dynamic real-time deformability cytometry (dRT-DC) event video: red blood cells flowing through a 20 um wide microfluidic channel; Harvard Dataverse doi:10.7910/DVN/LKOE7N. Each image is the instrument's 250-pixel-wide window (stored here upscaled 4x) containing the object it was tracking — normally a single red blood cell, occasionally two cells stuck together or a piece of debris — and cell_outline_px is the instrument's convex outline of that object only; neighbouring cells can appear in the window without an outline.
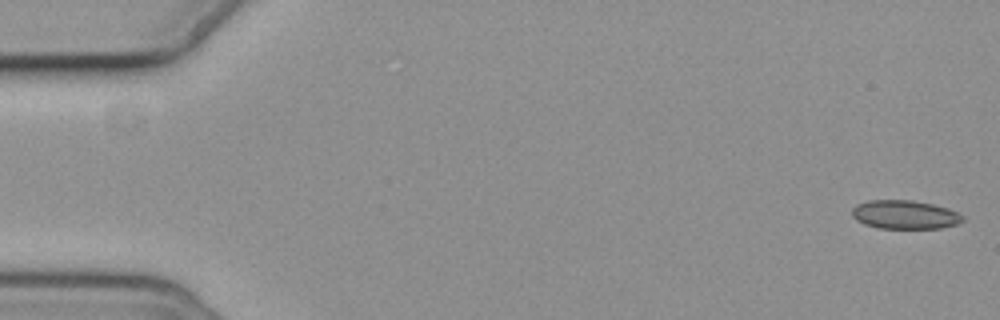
{"species": "common noctule bat (a hibernating species)", "species_latin": "Nyctalus noctula", "temperature_condition": "cold", "stored_images_in_passage": 6, "camera_frame_rate_fps": 3000, "um_per_image_px": 0.085, "animal": {"sex": "female", "body_mass_g": 19.3, "forearm_length_mm": 54.1}, "frame": {"image": 1, "passage_image": 1, "time_ms": 0.0, "image_size_px": [1000, 320], "cell_outline_px": [[964, 220], [956, 224], [940, 228], [880, 228], [864, 224], [856, 220], [852, 216], [852, 208], [856, 204], [868, 200], [912, 200], [932, 204], [948, 208], [964, 216]], "centroid_in_image_um": [76.88, 18.24], "position_along_channel_um": 8.1, "area_um2": 18.5}}
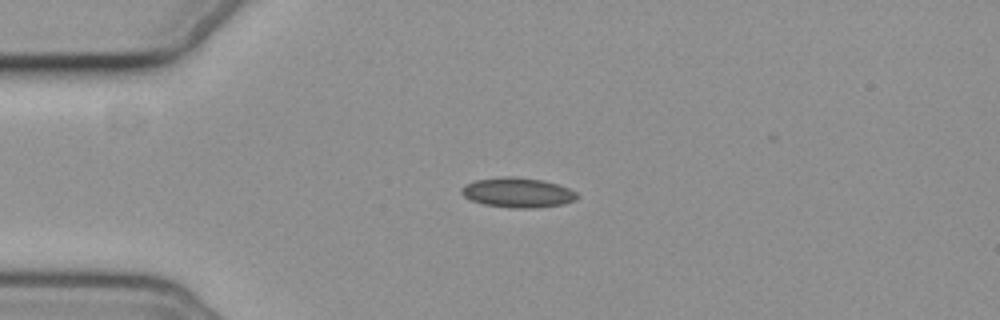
{"frame": {"image": 2, "passage_image": 4, "time_ms": 4.333, "image_size_px": [1000, 320], "cell_outline_px": [[580, 196], [576, 200], [564, 204], [532, 208], [508, 208], [484, 204], [472, 200], [464, 196], [460, 192], [460, 188], [464, 184], [476, 180], [500, 176], [512, 176], [540, 180], [556, 184], [568, 188], [576, 192]], "centroid_in_image_um": [43.99, 16.37], "position_along_channel_um": 41.0, "area_um2": 20.17}}
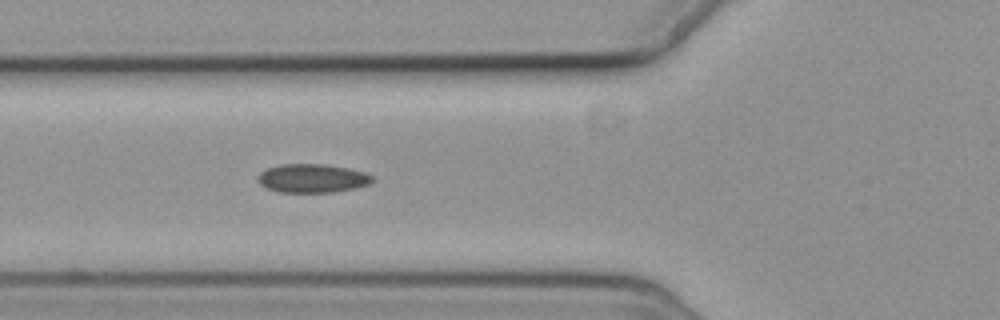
{"frame": {"image": 3, "passage_image": 6, "time_ms": 6.667, "image_size_px": [1000, 320], "cell_outline_px": [[376, 180], [368, 184], [356, 188], [332, 192], [280, 192], [268, 188], [260, 184], [260, 172], [268, 168], [280, 164], [324, 164], [348, 168], [364, 172], [372, 176]], "centroid_in_image_um": [26.59, 15.15], "position_along_channel_um": 99.2, "area_um2": 18.96}}